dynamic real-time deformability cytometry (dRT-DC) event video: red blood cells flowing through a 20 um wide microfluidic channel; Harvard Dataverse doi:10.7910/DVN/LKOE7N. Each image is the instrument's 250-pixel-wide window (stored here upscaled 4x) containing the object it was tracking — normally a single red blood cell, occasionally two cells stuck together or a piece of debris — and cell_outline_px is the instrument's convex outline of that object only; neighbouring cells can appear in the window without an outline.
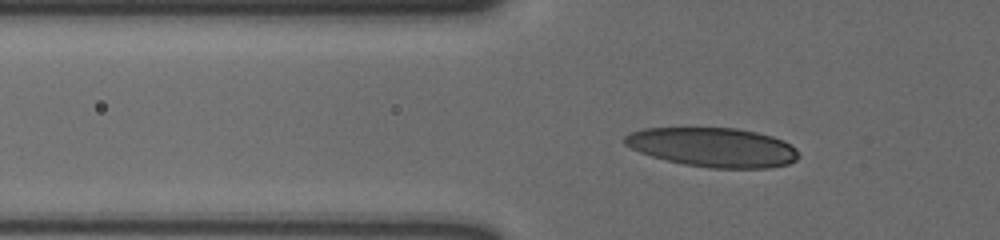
{"species": "human", "species_latin": "Homo sapiens", "temperature_condition": "cold", "stored_images_in_passage": 34, "camera_frame_rate_fps": 3000, "um_per_image_px": 0.085, "donor": {"sex": "male"}, "frame": {"image": 1, "passage_image": 4, "time_ms": 1.0, "image_size_px": [1000, 240], "cell_outline_px": [[800, 156], [796, 160], [788, 164], [768, 168], [708, 168], [684, 164], [652, 156], [640, 152], [624, 144], [624, 136], [628, 132], [644, 128], [736, 128], [756, 132], [772, 136], [784, 140], [796, 148]], "centroid_in_image_um": [60.62, 12.52], "position_along_channel_um": 65.2, "area_um2": 39.88}}
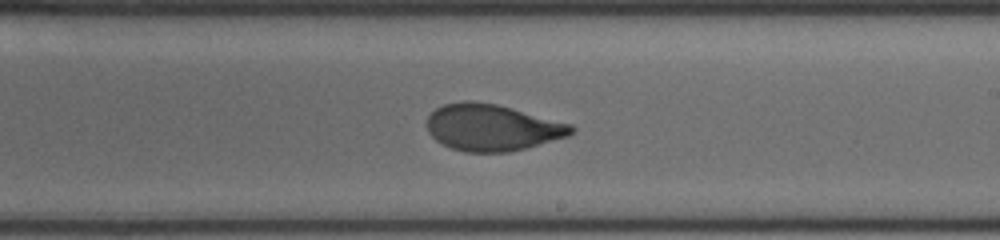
{"frame": {"image": 2, "passage_image": 20, "time_ms": 6.333, "image_size_px": [1000, 240], "cell_outline_px": [[576, 128], [568, 136], [524, 148], [508, 152], [464, 152], [452, 148], [436, 140], [428, 132], [428, 116], [436, 108], [444, 104], [464, 100], [472, 100], [496, 104], [572, 124]], "centroid_in_image_um": [41.82, 10.83], "position_along_channel_um": 247.2, "area_um2": 38.9}}
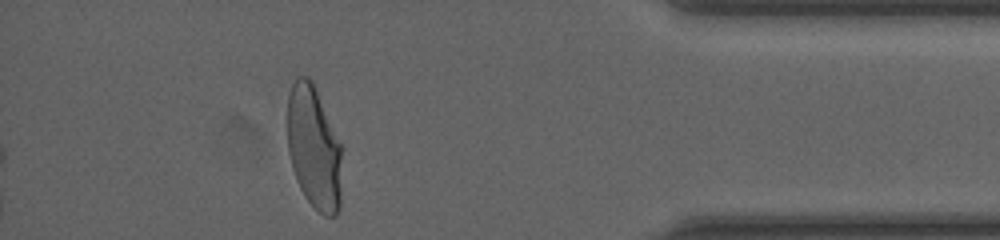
{"frame": {"image": 3, "passage_image": 34, "time_ms": 11.0, "image_size_px": [1000, 240], "cell_outline_px": [[344, 148], [340, 208], [336, 216], [324, 216], [304, 196], [296, 180], [292, 168], [288, 152], [288, 92], [296, 76], [308, 76], [312, 80], [316, 88]], "centroid_in_image_um": [26.73, 12.55], "position_along_channel_um": 408.5, "area_um2": 40.29}, "authors_computed_cell_mechanics": {"area_um2": 39.4196, "velocity_mm_per_s": 3.6035, "shape_relaxation_time_tau1_ms": 5.6826, "shape_relaxation_time_tau2_ms": 0.7495, "deformation_change_tau1": 0.1906, "deformation_change_tau2": 0.0587}}